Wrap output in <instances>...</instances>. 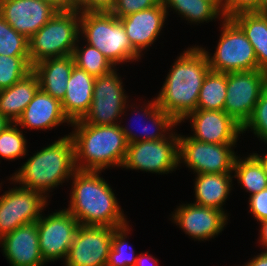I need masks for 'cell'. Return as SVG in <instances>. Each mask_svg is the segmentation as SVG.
I'll return each mask as SVG.
<instances>
[{"label": "cell", "instance_id": "1", "mask_svg": "<svg viewBox=\"0 0 267 266\" xmlns=\"http://www.w3.org/2000/svg\"><path fill=\"white\" fill-rule=\"evenodd\" d=\"M204 51L197 47L184 50L176 60L156 98L158 107L178 123L197 109L200 88L210 71Z\"/></svg>", "mask_w": 267, "mask_h": 266}, {"label": "cell", "instance_id": "2", "mask_svg": "<svg viewBox=\"0 0 267 266\" xmlns=\"http://www.w3.org/2000/svg\"><path fill=\"white\" fill-rule=\"evenodd\" d=\"M100 171L76 170L67 210L80 225L119 228L127 225L117 198Z\"/></svg>", "mask_w": 267, "mask_h": 266}, {"label": "cell", "instance_id": "3", "mask_svg": "<svg viewBox=\"0 0 267 266\" xmlns=\"http://www.w3.org/2000/svg\"><path fill=\"white\" fill-rule=\"evenodd\" d=\"M71 125L75 129L70 136L77 170L102 171L110 166L122 167L128 143L119 124L93 125L77 120Z\"/></svg>", "mask_w": 267, "mask_h": 266}, {"label": "cell", "instance_id": "4", "mask_svg": "<svg viewBox=\"0 0 267 266\" xmlns=\"http://www.w3.org/2000/svg\"><path fill=\"white\" fill-rule=\"evenodd\" d=\"M76 170L74 144L68 135L35 153L10 180L45 195Z\"/></svg>", "mask_w": 267, "mask_h": 266}, {"label": "cell", "instance_id": "5", "mask_svg": "<svg viewBox=\"0 0 267 266\" xmlns=\"http://www.w3.org/2000/svg\"><path fill=\"white\" fill-rule=\"evenodd\" d=\"M80 32L87 43L97 48L114 66L140 58L131 45L119 18L111 12L80 13Z\"/></svg>", "mask_w": 267, "mask_h": 266}, {"label": "cell", "instance_id": "6", "mask_svg": "<svg viewBox=\"0 0 267 266\" xmlns=\"http://www.w3.org/2000/svg\"><path fill=\"white\" fill-rule=\"evenodd\" d=\"M79 30L80 12L76 8L58 11L28 40L31 66L45 59L72 55Z\"/></svg>", "mask_w": 267, "mask_h": 266}, {"label": "cell", "instance_id": "7", "mask_svg": "<svg viewBox=\"0 0 267 266\" xmlns=\"http://www.w3.org/2000/svg\"><path fill=\"white\" fill-rule=\"evenodd\" d=\"M222 20L223 30L214 55L211 57L200 47L206 54L210 69L222 73L258 70L255 50L245 33L231 18Z\"/></svg>", "mask_w": 267, "mask_h": 266}, {"label": "cell", "instance_id": "8", "mask_svg": "<svg viewBox=\"0 0 267 266\" xmlns=\"http://www.w3.org/2000/svg\"><path fill=\"white\" fill-rule=\"evenodd\" d=\"M266 87V71L252 70L227 73L224 111L243 127L251 117L255 105Z\"/></svg>", "mask_w": 267, "mask_h": 266}, {"label": "cell", "instance_id": "9", "mask_svg": "<svg viewBox=\"0 0 267 266\" xmlns=\"http://www.w3.org/2000/svg\"><path fill=\"white\" fill-rule=\"evenodd\" d=\"M129 143L122 167L154 173H169L179 165V136Z\"/></svg>", "mask_w": 267, "mask_h": 266}, {"label": "cell", "instance_id": "10", "mask_svg": "<svg viewBox=\"0 0 267 266\" xmlns=\"http://www.w3.org/2000/svg\"><path fill=\"white\" fill-rule=\"evenodd\" d=\"M236 143L214 144L179 136V163L184 161L196 174L231 173L236 155L231 147Z\"/></svg>", "mask_w": 267, "mask_h": 266}, {"label": "cell", "instance_id": "11", "mask_svg": "<svg viewBox=\"0 0 267 266\" xmlns=\"http://www.w3.org/2000/svg\"><path fill=\"white\" fill-rule=\"evenodd\" d=\"M115 70L96 77L92 103L88 112L81 119L83 123L93 125L117 124L115 120L124 112L128 97L124 94L122 80Z\"/></svg>", "mask_w": 267, "mask_h": 266}, {"label": "cell", "instance_id": "12", "mask_svg": "<svg viewBox=\"0 0 267 266\" xmlns=\"http://www.w3.org/2000/svg\"><path fill=\"white\" fill-rule=\"evenodd\" d=\"M46 203V195L22 186L6 191L0 197V238L17 227L36 222Z\"/></svg>", "mask_w": 267, "mask_h": 266}, {"label": "cell", "instance_id": "13", "mask_svg": "<svg viewBox=\"0 0 267 266\" xmlns=\"http://www.w3.org/2000/svg\"><path fill=\"white\" fill-rule=\"evenodd\" d=\"M79 226L77 219L67 209L47 217L40 216L37 220L39 248L45 262L66 259Z\"/></svg>", "mask_w": 267, "mask_h": 266}, {"label": "cell", "instance_id": "14", "mask_svg": "<svg viewBox=\"0 0 267 266\" xmlns=\"http://www.w3.org/2000/svg\"><path fill=\"white\" fill-rule=\"evenodd\" d=\"M107 226L80 225L65 259L66 266H106L113 231Z\"/></svg>", "mask_w": 267, "mask_h": 266}, {"label": "cell", "instance_id": "15", "mask_svg": "<svg viewBox=\"0 0 267 266\" xmlns=\"http://www.w3.org/2000/svg\"><path fill=\"white\" fill-rule=\"evenodd\" d=\"M58 11L39 0H0V15L28 40Z\"/></svg>", "mask_w": 267, "mask_h": 266}, {"label": "cell", "instance_id": "16", "mask_svg": "<svg viewBox=\"0 0 267 266\" xmlns=\"http://www.w3.org/2000/svg\"><path fill=\"white\" fill-rule=\"evenodd\" d=\"M191 118L193 139L198 141L225 144L236 143L242 126L225 111L195 110L185 119Z\"/></svg>", "mask_w": 267, "mask_h": 266}, {"label": "cell", "instance_id": "17", "mask_svg": "<svg viewBox=\"0 0 267 266\" xmlns=\"http://www.w3.org/2000/svg\"><path fill=\"white\" fill-rule=\"evenodd\" d=\"M173 219L186 234L194 239L206 240L222 232L228 220L225 211L196 205L179 206Z\"/></svg>", "mask_w": 267, "mask_h": 266}, {"label": "cell", "instance_id": "18", "mask_svg": "<svg viewBox=\"0 0 267 266\" xmlns=\"http://www.w3.org/2000/svg\"><path fill=\"white\" fill-rule=\"evenodd\" d=\"M0 244L11 266H43L46 263L39 248L37 221L4 235Z\"/></svg>", "mask_w": 267, "mask_h": 266}, {"label": "cell", "instance_id": "19", "mask_svg": "<svg viewBox=\"0 0 267 266\" xmlns=\"http://www.w3.org/2000/svg\"><path fill=\"white\" fill-rule=\"evenodd\" d=\"M167 14L161 0L156 6L119 18L132 47L139 54L160 35Z\"/></svg>", "mask_w": 267, "mask_h": 266}, {"label": "cell", "instance_id": "20", "mask_svg": "<svg viewBox=\"0 0 267 266\" xmlns=\"http://www.w3.org/2000/svg\"><path fill=\"white\" fill-rule=\"evenodd\" d=\"M64 122L71 124L63 113L61 102L39 88L16 124L36 130H48Z\"/></svg>", "mask_w": 267, "mask_h": 266}, {"label": "cell", "instance_id": "21", "mask_svg": "<svg viewBox=\"0 0 267 266\" xmlns=\"http://www.w3.org/2000/svg\"><path fill=\"white\" fill-rule=\"evenodd\" d=\"M96 77L76 66L73 67L61 106L70 122L81 120L88 112L93 99Z\"/></svg>", "mask_w": 267, "mask_h": 266}, {"label": "cell", "instance_id": "22", "mask_svg": "<svg viewBox=\"0 0 267 266\" xmlns=\"http://www.w3.org/2000/svg\"><path fill=\"white\" fill-rule=\"evenodd\" d=\"M75 66L72 55L49 58L32 66L39 87L60 102L64 99L67 82Z\"/></svg>", "mask_w": 267, "mask_h": 266}, {"label": "cell", "instance_id": "23", "mask_svg": "<svg viewBox=\"0 0 267 266\" xmlns=\"http://www.w3.org/2000/svg\"><path fill=\"white\" fill-rule=\"evenodd\" d=\"M39 88L38 77L31 71L11 87L0 90V114L16 123Z\"/></svg>", "mask_w": 267, "mask_h": 266}, {"label": "cell", "instance_id": "24", "mask_svg": "<svg viewBox=\"0 0 267 266\" xmlns=\"http://www.w3.org/2000/svg\"><path fill=\"white\" fill-rule=\"evenodd\" d=\"M230 173L197 174L194 204L223 211V203L231 191Z\"/></svg>", "mask_w": 267, "mask_h": 266}, {"label": "cell", "instance_id": "25", "mask_svg": "<svg viewBox=\"0 0 267 266\" xmlns=\"http://www.w3.org/2000/svg\"><path fill=\"white\" fill-rule=\"evenodd\" d=\"M231 19L242 29L252 44L258 70L267 72V14L242 12Z\"/></svg>", "mask_w": 267, "mask_h": 266}, {"label": "cell", "instance_id": "26", "mask_svg": "<svg viewBox=\"0 0 267 266\" xmlns=\"http://www.w3.org/2000/svg\"><path fill=\"white\" fill-rule=\"evenodd\" d=\"M145 107L146 108L142 110L144 111L143 115L145 116V118L149 119V121L152 120L151 127L154 126V130L153 132L150 133V129H148L147 126L144 127L143 129L144 137L141 134L142 138L141 137L139 138L136 133H132V131H130L127 127L121 126V129L125 135L128 144L138 141H153V140L165 139L168 136L166 135L168 134L166 133V131L168 132L170 131V129L172 130L173 127L179 124L169 113H166L163 109L158 107L156 98L153 99V101H150Z\"/></svg>", "mask_w": 267, "mask_h": 266}, {"label": "cell", "instance_id": "27", "mask_svg": "<svg viewBox=\"0 0 267 266\" xmlns=\"http://www.w3.org/2000/svg\"><path fill=\"white\" fill-rule=\"evenodd\" d=\"M227 94V73L210 70L200 88L196 110L224 111Z\"/></svg>", "mask_w": 267, "mask_h": 266}, {"label": "cell", "instance_id": "28", "mask_svg": "<svg viewBox=\"0 0 267 266\" xmlns=\"http://www.w3.org/2000/svg\"><path fill=\"white\" fill-rule=\"evenodd\" d=\"M233 171L234 177H237L244 189L251 193L250 196L267 188V174L254 154L243 160L236 157Z\"/></svg>", "mask_w": 267, "mask_h": 266}, {"label": "cell", "instance_id": "29", "mask_svg": "<svg viewBox=\"0 0 267 266\" xmlns=\"http://www.w3.org/2000/svg\"><path fill=\"white\" fill-rule=\"evenodd\" d=\"M166 10L171 7L191 22L211 21L223 13L208 0H162Z\"/></svg>", "mask_w": 267, "mask_h": 266}, {"label": "cell", "instance_id": "30", "mask_svg": "<svg viewBox=\"0 0 267 266\" xmlns=\"http://www.w3.org/2000/svg\"><path fill=\"white\" fill-rule=\"evenodd\" d=\"M77 45L72 53L76 67L85 70L94 77L106 75L114 70V65L97 48L88 43L83 49Z\"/></svg>", "mask_w": 267, "mask_h": 266}, {"label": "cell", "instance_id": "31", "mask_svg": "<svg viewBox=\"0 0 267 266\" xmlns=\"http://www.w3.org/2000/svg\"><path fill=\"white\" fill-rule=\"evenodd\" d=\"M32 71L29 56L0 54V90L11 87Z\"/></svg>", "mask_w": 267, "mask_h": 266}, {"label": "cell", "instance_id": "32", "mask_svg": "<svg viewBox=\"0 0 267 266\" xmlns=\"http://www.w3.org/2000/svg\"><path fill=\"white\" fill-rule=\"evenodd\" d=\"M129 225H125L116 228L113 231L112 246L109 251V257L106 266H135L137 255L134 256L135 252L129 248L130 244L126 242ZM128 250V252H127Z\"/></svg>", "mask_w": 267, "mask_h": 266}, {"label": "cell", "instance_id": "33", "mask_svg": "<svg viewBox=\"0 0 267 266\" xmlns=\"http://www.w3.org/2000/svg\"><path fill=\"white\" fill-rule=\"evenodd\" d=\"M0 54L29 56L28 39L16 32L0 15Z\"/></svg>", "mask_w": 267, "mask_h": 266}, {"label": "cell", "instance_id": "34", "mask_svg": "<svg viewBox=\"0 0 267 266\" xmlns=\"http://www.w3.org/2000/svg\"><path fill=\"white\" fill-rule=\"evenodd\" d=\"M17 126L13 123L0 134V158L14 160L26 155V139Z\"/></svg>", "mask_w": 267, "mask_h": 266}, {"label": "cell", "instance_id": "35", "mask_svg": "<svg viewBox=\"0 0 267 266\" xmlns=\"http://www.w3.org/2000/svg\"><path fill=\"white\" fill-rule=\"evenodd\" d=\"M252 129L264 142L267 140V87L263 90L249 120L242 127V133Z\"/></svg>", "mask_w": 267, "mask_h": 266}, {"label": "cell", "instance_id": "36", "mask_svg": "<svg viewBox=\"0 0 267 266\" xmlns=\"http://www.w3.org/2000/svg\"><path fill=\"white\" fill-rule=\"evenodd\" d=\"M161 0H115L110 11L117 18L126 17L135 12L156 6Z\"/></svg>", "mask_w": 267, "mask_h": 266}, {"label": "cell", "instance_id": "37", "mask_svg": "<svg viewBox=\"0 0 267 266\" xmlns=\"http://www.w3.org/2000/svg\"><path fill=\"white\" fill-rule=\"evenodd\" d=\"M224 18H232L242 12H256L260 0H224Z\"/></svg>", "mask_w": 267, "mask_h": 266}, {"label": "cell", "instance_id": "38", "mask_svg": "<svg viewBox=\"0 0 267 266\" xmlns=\"http://www.w3.org/2000/svg\"><path fill=\"white\" fill-rule=\"evenodd\" d=\"M250 211L257 221L261 222L267 219V188L250 196Z\"/></svg>", "mask_w": 267, "mask_h": 266}, {"label": "cell", "instance_id": "39", "mask_svg": "<svg viewBox=\"0 0 267 266\" xmlns=\"http://www.w3.org/2000/svg\"><path fill=\"white\" fill-rule=\"evenodd\" d=\"M115 0H80L74 8L80 13L84 12H110Z\"/></svg>", "mask_w": 267, "mask_h": 266}, {"label": "cell", "instance_id": "40", "mask_svg": "<svg viewBox=\"0 0 267 266\" xmlns=\"http://www.w3.org/2000/svg\"><path fill=\"white\" fill-rule=\"evenodd\" d=\"M151 261L149 266H158V259H155L150 254L146 253H140V255L137 256L136 265L135 266H148L147 262Z\"/></svg>", "mask_w": 267, "mask_h": 266}, {"label": "cell", "instance_id": "41", "mask_svg": "<svg viewBox=\"0 0 267 266\" xmlns=\"http://www.w3.org/2000/svg\"><path fill=\"white\" fill-rule=\"evenodd\" d=\"M45 2L52 7H54L57 11H65L73 8V6L68 2V0H39Z\"/></svg>", "mask_w": 267, "mask_h": 266}, {"label": "cell", "instance_id": "42", "mask_svg": "<svg viewBox=\"0 0 267 266\" xmlns=\"http://www.w3.org/2000/svg\"><path fill=\"white\" fill-rule=\"evenodd\" d=\"M244 266H267V251L257 255Z\"/></svg>", "mask_w": 267, "mask_h": 266}, {"label": "cell", "instance_id": "43", "mask_svg": "<svg viewBox=\"0 0 267 266\" xmlns=\"http://www.w3.org/2000/svg\"><path fill=\"white\" fill-rule=\"evenodd\" d=\"M261 223V233H260V241L263 244V247L267 250V219L260 222Z\"/></svg>", "mask_w": 267, "mask_h": 266}, {"label": "cell", "instance_id": "44", "mask_svg": "<svg viewBox=\"0 0 267 266\" xmlns=\"http://www.w3.org/2000/svg\"><path fill=\"white\" fill-rule=\"evenodd\" d=\"M11 124H13L7 117L0 114V134Z\"/></svg>", "mask_w": 267, "mask_h": 266}, {"label": "cell", "instance_id": "45", "mask_svg": "<svg viewBox=\"0 0 267 266\" xmlns=\"http://www.w3.org/2000/svg\"><path fill=\"white\" fill-rule=\"evenodd\" d=\"M209 2L213 3L222 13L224 18V2L223 0H208Z\"/></svg>", "mask_w": 267, "mask_h": 266}, {"label": "cell", "instance_id": "46", "mask_svg": "<svg viewBox=\"0 0 267 266\" xmlns=\"http://www.w3.org/2000/svg\"><path fill=\"white\" fill-rule=\"evenodd\" d=\"M256 12L260 14H267V0H260L259 9Z\"/></svg>", "mask_w": 267, "mask_h": 266}, {"label": "cell", "instance_id": "47", "mask_svg": "<svg viewBox=\"0 0 267 266\" xmlns=\"http://www.w3.org/2000/svg\"><path fill=\"white\" fill-rule=\"evenodd\" d=\"M258 159L259 161L262 163L263 167H264V170H265V173L267 174V154L262 157L260 155H258L257 153H253Z\"/></svg>", "mask_w": 267, "mask_h": 266}, {"label": "cell", "instance_id": "48", "mask_svg": "<svg viewBox=\"0 0 267 266\" xmlns=\"http://www.w3.org/2000/svg\"><path fill=\"white\" fill-rule=\"evenodd\" d=\"M80 0H68V2L74 7Z\"/></svg>", "mask_w": 267, "mask_h": 266}]
</instances>
